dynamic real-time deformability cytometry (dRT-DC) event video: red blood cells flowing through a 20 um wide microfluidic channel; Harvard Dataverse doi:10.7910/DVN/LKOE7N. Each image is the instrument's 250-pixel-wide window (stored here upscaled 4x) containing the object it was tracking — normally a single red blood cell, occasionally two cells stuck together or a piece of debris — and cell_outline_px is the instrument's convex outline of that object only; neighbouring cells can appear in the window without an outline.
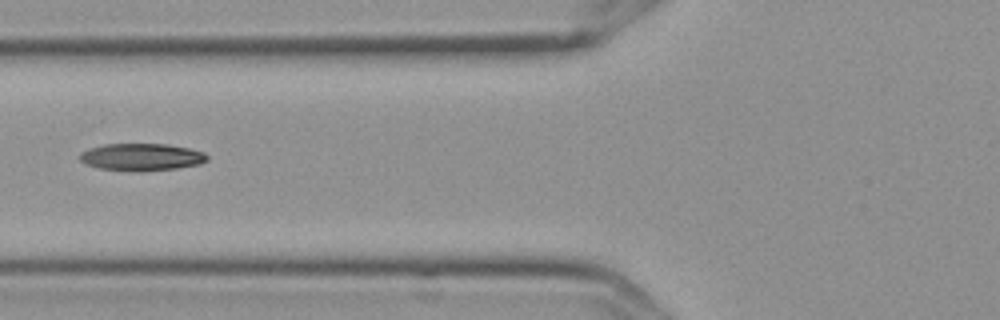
{"species": "Egyptian fruit bat (a non-hibernating species)", "species_latin": "Rousettus aegyptiacus", "temperature_condition": "cold", "stored_images_in_passage": 8, "camera_frame_rate_fps": 3000, "um_per_image_px": 0.085, "frame": {"image": 1, "passage_image": 3, "time_ms": 0.667, "image_size_px": [1000, 320], "cell_outline_px": [[208, 160], [200, 164], [176, 168], [140, 172], [132, 172], [100, 168], [84, 164], [80, 160], [80, 152], [88, 148], [104, 144], [168, 144], [188, 148], [204, 152], [208, 156]], "centroid_in_image_um": [12.01, 13.35], "position_along_channel_um": 113.8, "area_um2": 20.46}}
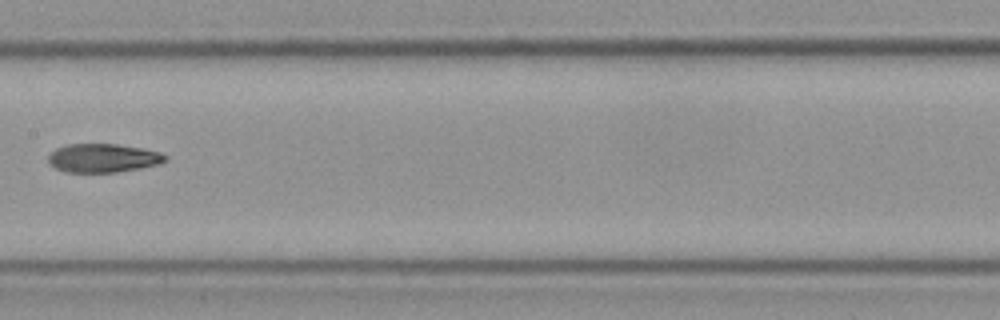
{"frame": {"image": 2, "passage_image": 5, "time_ms": 1.333, "image_size_px": [1000, 320], "cell_outline_px": [[168, 156], [160, 164], [116, 172], [68, 172], [56, 168], [48, 160], [48, 156], [56, 148], [68, 144], [116, 144], [144, 148], [160, 152]], "centroid_in_image_um": [8.78, 13.42], "position_along_channel_um": 198.6, "area_um2": 19.36}}
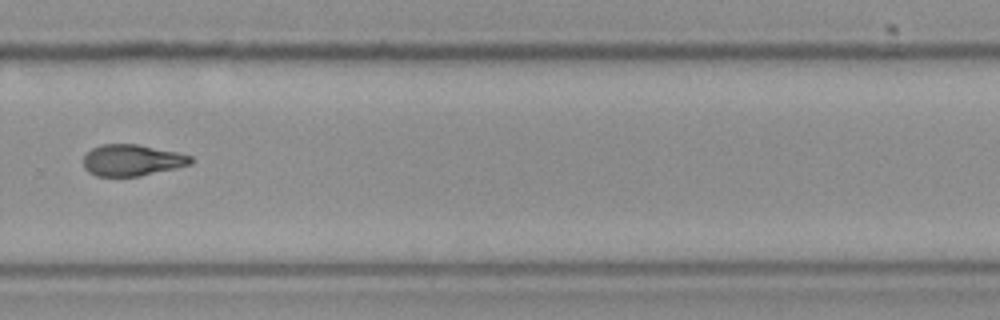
{"frame": {"image": 3, "passage_image": 8, "time_ms": 2.333, "image_size_px": [1000, 320], "cell_outline_px": [[192, 164], [140, 176], [96, 176], [88, 172], [84, 168], [84, 156], [92, 148], [100, 144], [136, 144], [176, 152], [192, 156]], "centroid_in_image_um": [11.2, 13.62], "position_along_channel_um": 318.6, "area_um2": 19.54}}